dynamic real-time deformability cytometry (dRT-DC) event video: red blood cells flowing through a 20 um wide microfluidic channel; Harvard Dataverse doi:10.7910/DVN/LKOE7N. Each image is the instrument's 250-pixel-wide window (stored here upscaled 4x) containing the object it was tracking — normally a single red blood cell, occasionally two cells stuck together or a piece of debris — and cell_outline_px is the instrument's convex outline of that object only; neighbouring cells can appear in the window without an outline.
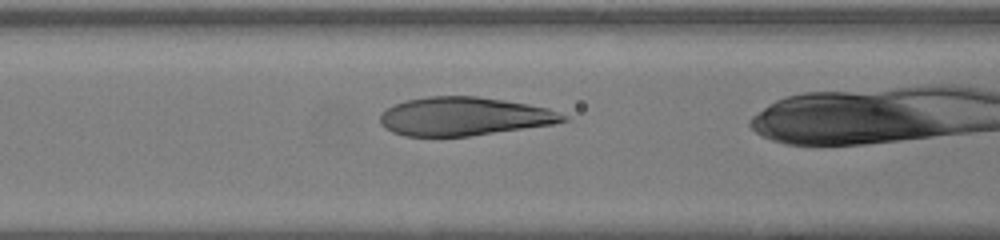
{"species": "human", "species_latin": "Homo sapiens", "temperature_condition": "warm", "stored_images_in_passage": 33, "camera_frame_rate_fps": 3000, "um_per_image_px": 0.085, "donor": {"sex": "female"}, "frame": {"image": 1, "passage_image": 14, "time_ms": 4.333, "image_size_px": [1000, 240], "cell_outline_px": [[568, 120], [552, 124], [468, 136], [404, 136], [392, 132], [384, 128], [380, 124], [380, 112], [404, 100], [428, 96], [476, 96], [504, 100], [528, 104], [548, 108], [568, 116]], "centroid_in_image_um": [39.4, 9.89], "position_along_channel_um": 127.2, "area_um2": 40.98}}
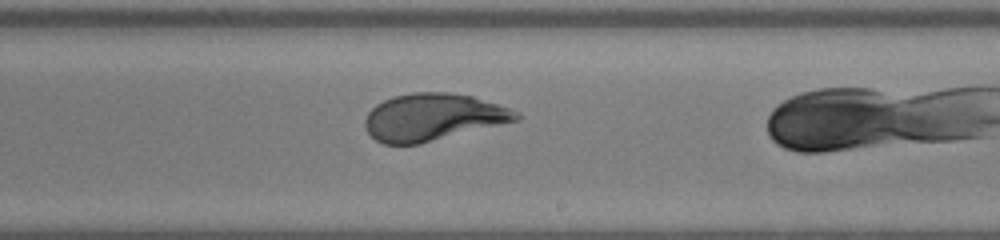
{"frame": {"image": 2, "passage_image": 23, "time_ms": 7.333, "image_size_px": [1000, 240], "cell_outline_px": [[520, 120], [420, 144], [384, 144], [376, 140], [368, 132], [364, 124], [364, 120], [368, 112], [376, 104], [392, 96], [412, 92], [448, 92], [472, 96], [520, 112]], "centroid_in_image_um": [36.79, 9.96], "position_along_channel_um": 252.2, "area_um2": 41.56}}
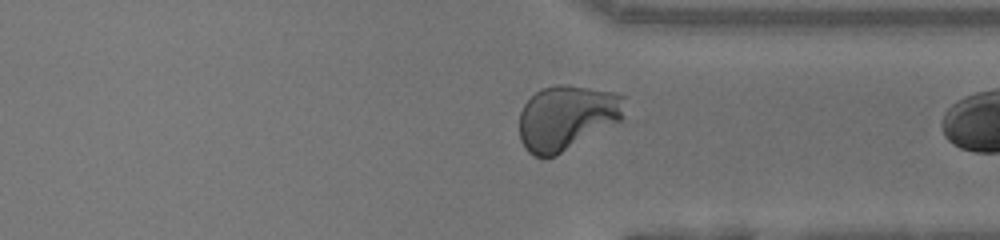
{"frame": {"image": 3, "passage_image": 31, "time_ms": 10.0, "image_size_px": [1000, 240], "cell_outline_px": [[624, 116], [620, 124], [556, 156], [544, 160], [532, 156], [524, 148], [520, 140], [520, 112], [524, 104], [536, 92], [544, 88], [556, 84], [564, 84], [616, 92], [624, 96]], "centroid_in_image_um": [48.21, 10.05], "position_along_channel_um": 363.2, "area_um2": 40.92}}